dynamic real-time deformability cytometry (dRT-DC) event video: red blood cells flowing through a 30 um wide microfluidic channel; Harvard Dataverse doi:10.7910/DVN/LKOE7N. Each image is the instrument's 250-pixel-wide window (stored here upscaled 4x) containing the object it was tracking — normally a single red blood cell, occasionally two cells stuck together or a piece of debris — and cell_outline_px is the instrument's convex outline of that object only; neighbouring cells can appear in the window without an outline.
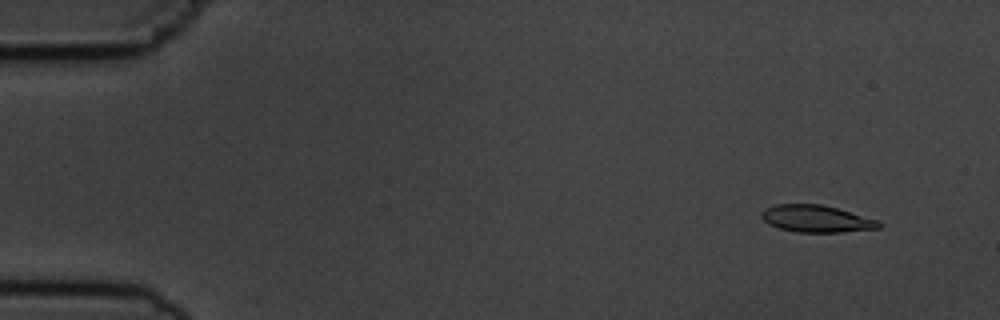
{"species": "common noctule bat (a hibernating species)", "species_latin": "Nyctalus noctula", "temperature_condition": "cold", "stored_images_in_passage": 6, "camera_frame_rate_fps": 3000, "um_per_image_px": 0.085, "animal": {"sex": "male", "body_mass_g": 19.5, "forearm_length_mm": 54.6}, "frame": {"image": 1, "passage_image": 2, "time_ms": 1.0, "image_size_px": [1000, 320], "cell_outline_px": [[884, 224], [880, 228], [840, 232], [796, 232], [780, 228], [768, 224], [760, 216], [760, 212], [764, 208], [776, 204], [820, 204], [836, 208], [880, 220]], "centroid_in_image_um": [69.4, 18.59], "position_along_channel_um": 15.6, "area_um2": 18.61}}
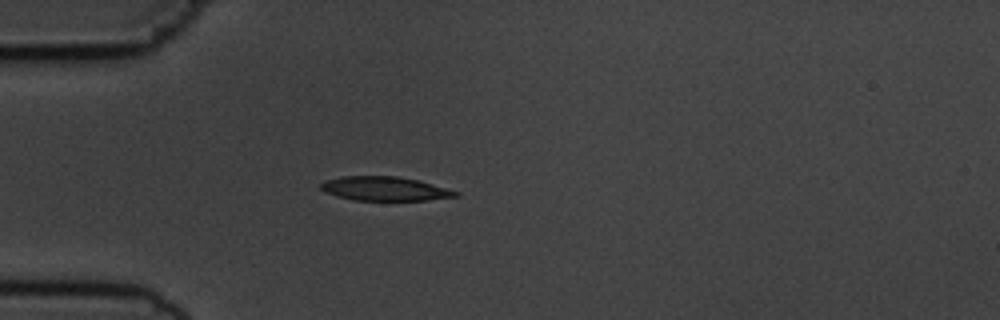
{"frame": {"image": 2, "passage_image": 5, "time_ms": 4.667, "image_size_px": [1000, 320], "cell_outline_px": [[460, 196], [428, 200], [352, 200], [336, 196], [324, 192], [320, 188], [320, 184], [324, 180], [344, 176], [396, 176], [416, 180], [460, 192]], "centroid_in_image_um": [32.66, 16.04], "position_along_channel_um": 52.3, "area_um2": 18.84}}